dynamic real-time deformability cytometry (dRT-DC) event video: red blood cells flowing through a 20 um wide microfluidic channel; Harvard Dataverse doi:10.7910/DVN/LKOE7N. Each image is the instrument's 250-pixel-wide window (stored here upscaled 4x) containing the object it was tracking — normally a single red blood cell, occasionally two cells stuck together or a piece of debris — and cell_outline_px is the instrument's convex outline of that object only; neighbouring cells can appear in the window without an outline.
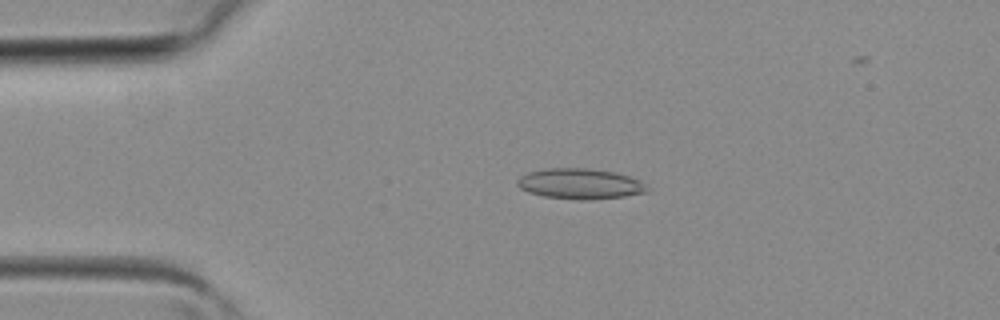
{"species": "common noctule bat (a hibernating species)", "species_latin": "Nyctalus noctula", "temperature_condition": "room temperature", "stored_images_in_passage": 31, "camera_frame_rate_fps": 3000, "um_per_image_px": 0.085, "animal": {"sex": "female", "body_mass_g": 19.3, "forearm_length_mm": 54.1}, "frame": {"image": 1, "passage_image": 1, "time_ms": 0.0, "image_size_px": [1000, 320], "cell_outline_px": [[648, 192], [624, 196], [584, 200], [544, 196], [528, 192], [520, 188], [516, 184], [516, 180], [520, 176], [528, 172], [544, 168], [588, 168], [616, 172], [640, 180], [648, 188]], "centroid_in_image_um": [49.28, 15.61], "position_along_channel_um": 35.7, "area_um2": 23.06}}
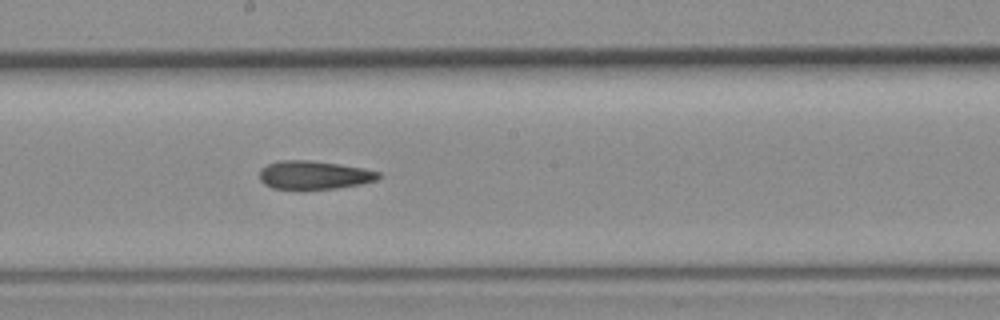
{"frame": {"image": 2, "passage_image": 14, "time_ms": 4.333, "image_size_px": [1000, 320], "cell_outline_px": [[380, 176], [376, 180], [360, 184], [336, 188], [300, 192], [272, 188], [264, 184], [260, 180], [260, 168], [268, 164], [280, 160], [308, 160], [340, 164], [364, 168], [380, 172]], "centroid_in_image_um": [26.64, 14.91], "position_along_channel_um": 221.6, "area_um2": 20.4}}
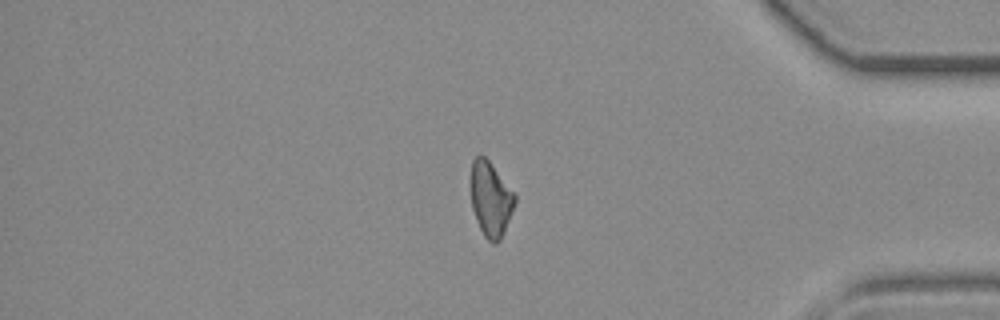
{"frame": {"image": 3, "passage_image": 26, "time_ms": 8.333, "image_size_px": [1000, 320], "cell_outline_px": [[516, 200], [512, 212], [504, 232], [500, 240], [496, 244], [492, 244], [484, 236], [476, 220], [472, 208], [472, 160], [476, 156], [484, 156], [488, 160], [516, 192]], "centroid_in_image_um": [41.74, 16.94], "position_along_channel_um": 393.5, "area_um2": 19.13}}